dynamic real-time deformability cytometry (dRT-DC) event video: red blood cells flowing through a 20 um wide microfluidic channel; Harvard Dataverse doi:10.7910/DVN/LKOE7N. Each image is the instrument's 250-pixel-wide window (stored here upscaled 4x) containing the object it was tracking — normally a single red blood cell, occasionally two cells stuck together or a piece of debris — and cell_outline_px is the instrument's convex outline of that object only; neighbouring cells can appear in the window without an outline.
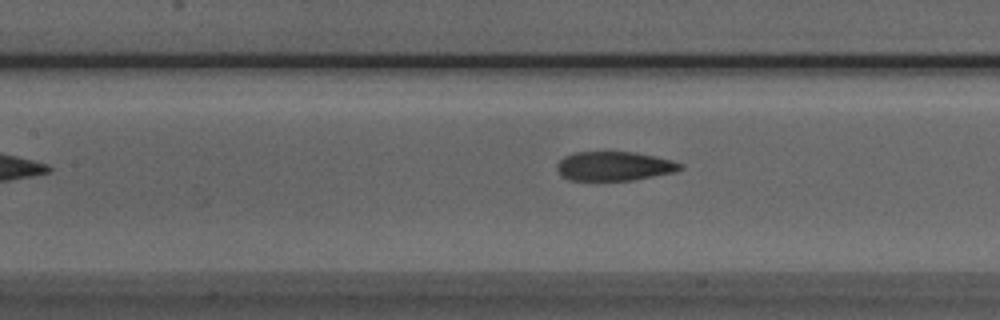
{"species": "Egyptian fruit bat (a non-hibernating species)", "species_latin": "Rousettus aegyptiacus", "temperature_condition": "room temperature", "stored_images_in_passage": 30, "camera_frame_rate_fps": 3000, "um_per_image_px": 0.085, "animal": {"sex": "male"}, "frame": {"image": 1, "passage_image": 8, "time_ms": 2.333, "image_size_px": [1000, 320], "cell_outline_px": [[684, 168], [676, 172], [632, 180], [568, 180], [556, 168], [556, 164], [564, 156], [576, 152], [636, 152], [672, 160], [684, 164]], "centroid_in_image_um": [52.25, 14.12], "position_along_channel_um": 155.2, "area_um2": 20.98}}
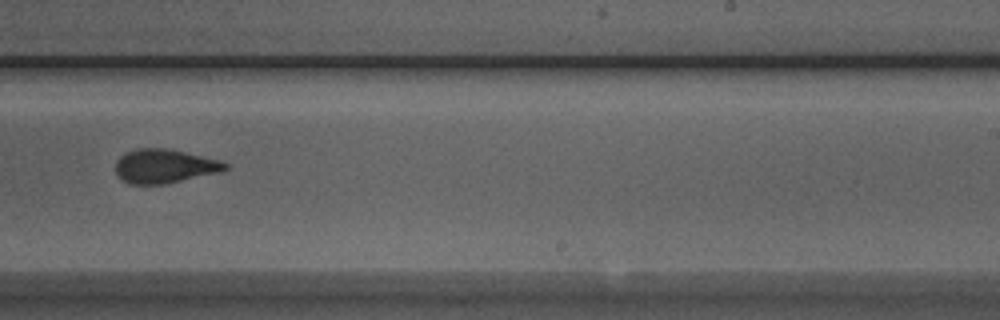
{"frame": {"image": 2, "passage_image": 17, "time_ms": 5.333, "image_size_px": [1000, 320], "cell_outline_px": [[228, 168], [220, 172], [164, 184], [128, 184], [120, 180], [116, 176], [116, 160], [124, 152], [136, 148], [172, 148], [220, 160], [228, 164]], "centroid_in_image_um": [13.95, 14.11], "position_along_channel_um": 275.1, "area_um2": 22.08}}
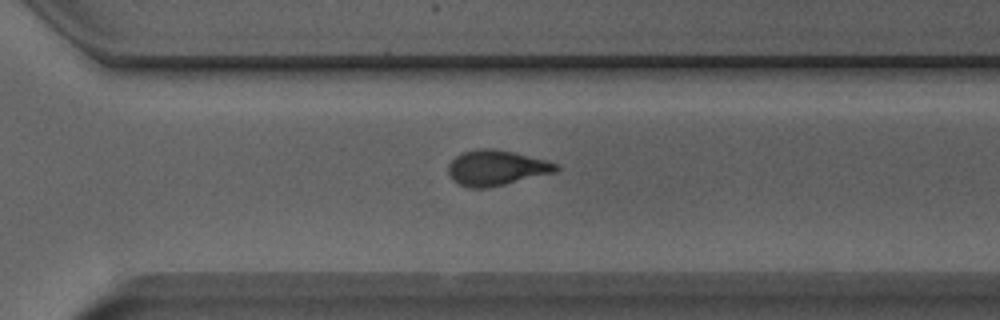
{"frame": {"image": 3, "passage_image": 21, "time_ms": 6.667, "image_size_px": [1000, 320], "cell_outline_px": [[560, 168], [556, 172], [488, 188], [468, 188], [452, 180], [448, 172], [448, 164], [456, 156], [464, 152], [480, 148], [492, 148], [512, 152], [560, 164]], "centroid_in_image_um": [42.18, 14.28], "position_along_channel_um": 328.4, "area_um2": 22.08}, "authors_computed_cell_mechanics": {"area_um2": 22.1952, "velocity_mm_per_s": 4.0135, "shape_relaxation_time_tau1_ms": 9.4144, "shape_relaxation_time_tau2_ms": 1.8774, "deformation_change_tau1": 0.215, "deformation_change_tau2": 0.0943}}